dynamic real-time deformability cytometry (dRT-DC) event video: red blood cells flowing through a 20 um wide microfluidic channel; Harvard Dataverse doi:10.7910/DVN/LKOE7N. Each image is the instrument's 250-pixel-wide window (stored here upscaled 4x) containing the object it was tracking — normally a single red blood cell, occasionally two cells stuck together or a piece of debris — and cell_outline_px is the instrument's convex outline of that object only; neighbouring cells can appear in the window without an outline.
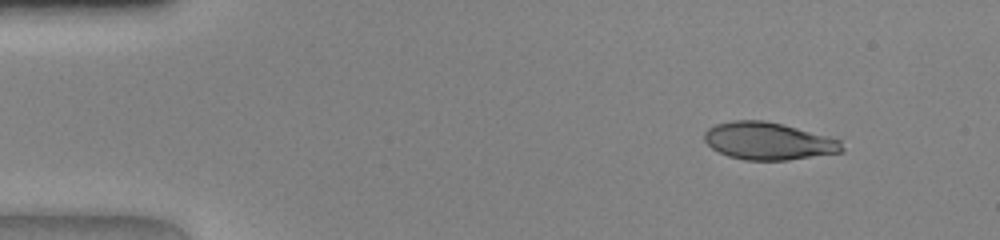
{"species": "human", "species_latin": "Homo sapiens", "temperature_condition": "warm", "stored_images_in_passage": 23, "camera_frame_rate_fps": 3000, "um_per_image_px": 0.085, "donor": {"sex": "female"}, "frame": {"image": 1, "passage_image": 1, "time_ms": 0.0, "image_size_px": [1000, 240], "cell_outline_px": [[844, 152], [788, 160], [744, 160], [728, 156], [712, 148], [704, 140], [704, 132], [708, 128], [716, 124], [732, 120], [764, 120], [784, 124], [828, 136], [840, 140], [844, 148]], "centroid_in_image_um": [65.32, 11.99], "position_along_channel_um": 19.7, "area_um2": 30.17}}
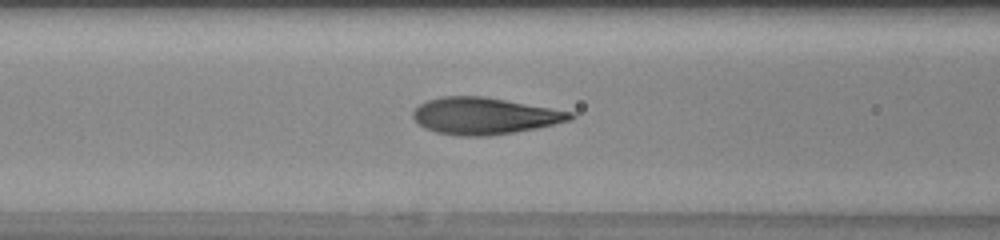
{"frame": {"image": 2, "passage_image": 15, "time_ms": 4.667, "image_size_px": [1000, 240], "cell_outline_px": [[576, 116], [572, 120], [536, 128], [516, 132], [488, 136], [460, 136], [436, 132], [424, 128], [412, 116], [412, 112], [420, 104], [428, 100], [440, 96], [484, 96], [572, 112]], "centroid_in_image_um": [41.17, 9.85], "position_along_channel_um": 125.4, "area_um2": 33.58}}
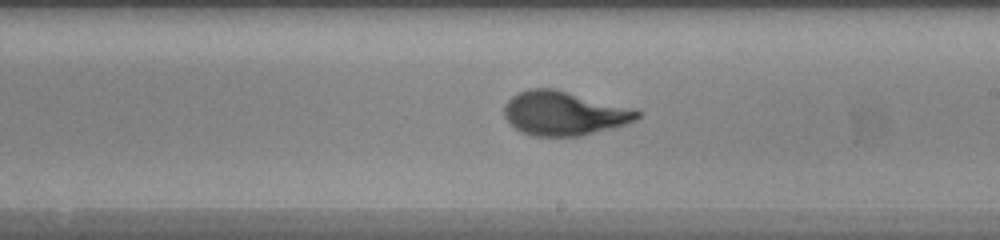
{"frame": {"image": 3, "passage_image": 23, "time_ms": 7.333, "image_size_px": [1000, 240], "cell_outline_px": [[640, 116], [636, 120], [624, 124], [580, 136], [532, 136], [520, 132], [504, 116], [504, 104], [512, 96], [528, 88], [556, 88], [636, 108], [640, 112]], "centroid_in_image_um": [47.95, 9.61], "position_along_channel_um": 241.0, "area_um2": 34.39}}